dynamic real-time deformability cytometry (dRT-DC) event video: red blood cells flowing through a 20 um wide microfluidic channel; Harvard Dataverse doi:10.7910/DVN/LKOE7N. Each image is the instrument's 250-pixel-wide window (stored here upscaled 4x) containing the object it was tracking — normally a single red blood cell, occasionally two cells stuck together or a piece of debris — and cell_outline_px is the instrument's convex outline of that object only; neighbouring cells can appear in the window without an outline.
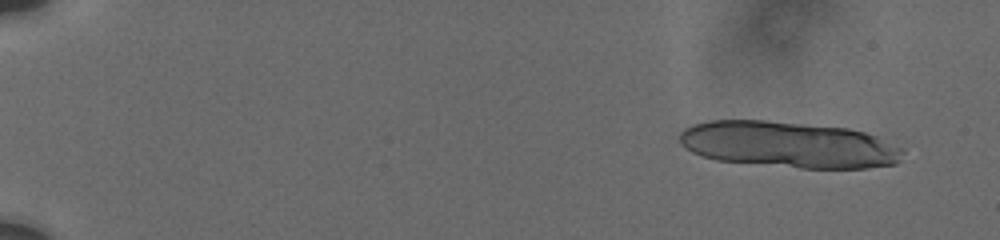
{"species": "human", "species_latin": "Homo sapiens", "temperature_condition": "cold", "stored_images_in_passage": 16, "camera_frame_rate_fps": 3000, "um_per_image_px": 0.085, "donor": {"sex": "male"}, "frame": {"image": 1, "passage_image": 4, "time_ms": 1.0, "image_size_px": [1000, 240], "cell_outline_px": [[904, 152], [900, 160], [896, 164], [868, 168], [800, 168], [716, 160], [692, 152], [680, 144], [680, 132], [684, 128], [692, 124], [708, 120], [768, 120], [848, 128], [864, 132], [876, 136], [904, 148]], "centroid_in_image_um": [67.04, 12.29], "position_along_channel_um": 18.0, "area_um2": 60.52}}